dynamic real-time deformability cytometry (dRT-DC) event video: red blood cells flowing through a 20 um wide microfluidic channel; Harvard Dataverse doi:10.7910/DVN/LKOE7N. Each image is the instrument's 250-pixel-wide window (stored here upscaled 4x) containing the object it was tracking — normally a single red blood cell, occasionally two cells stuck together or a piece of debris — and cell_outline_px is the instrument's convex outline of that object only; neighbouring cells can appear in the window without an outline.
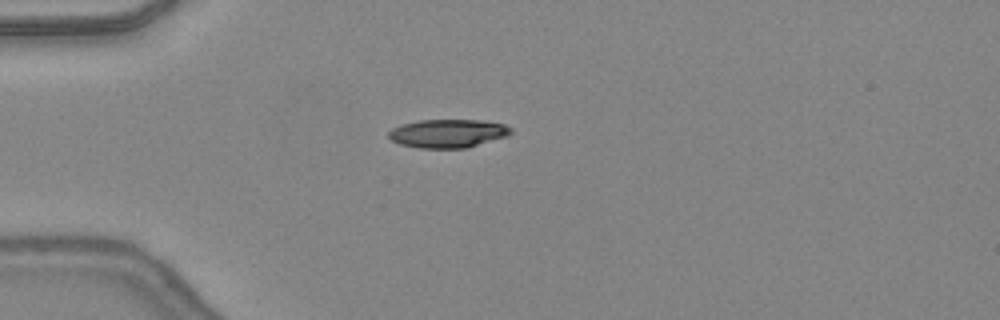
{"species": "common noctule bat (a hibernating species)", "species_latin": "Nyctalus noctula", "temperature_condition": "warm", "stored_images_in_passage": 35, "camera_frame_rate_fps": 3000, "um_per_image_px": 0.085, "animal": {"sex": "female", "body_mass_g": 24.6, "forearm_length_mm": 56.2}, "frame": {"image": 1, "passage_image": 1, "time_ms": 0.0, "image_size_px": [1000, 320], "cell_outline_px": [[512, 132], [508, 136], [464, 148], [420, 148], [400, 144], [392, 140], [388, 136], [388, 132], [392, 128], [404, 124], [420, 120], [480, 120], [504, 124], [512, 128]], "centroid_in_image_um": [38.08, 11.34], "position_along_channel_um": 46.9, "area_um2": 20.11}}
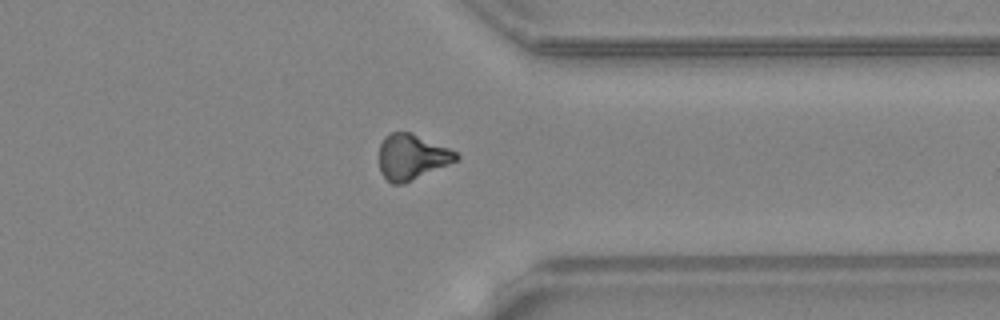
{"frame": {"image": 2, "passage_image": 25, "time_ms": 8.0, "image_size_px": [1000, 320], "cell_outline_px": [[460, 160], [404, 184], [392, 184], [380, 172], [380, 144], [384, 136], [392, 132], [412, 132], [448, 148], [456, 152], [460, 156]], "centroid_in_image_um": [35.03, 13.34], "position_along_channel_um": 376.4, "area_um2": 20.58}}
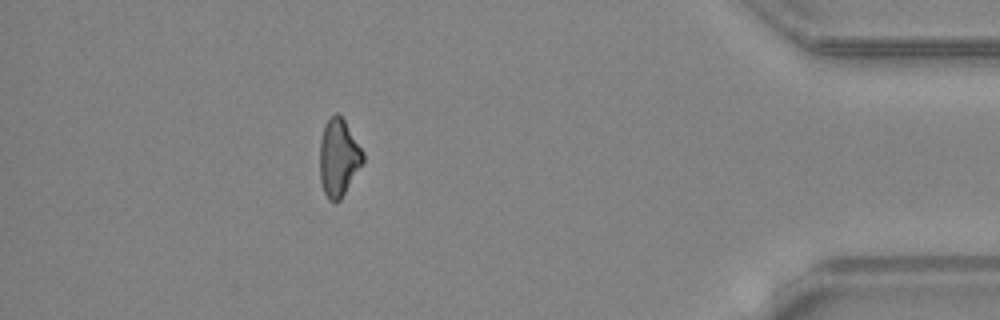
{"frame": {"image": 3, "passage_image": 30, "time_ms": 9.667, "image_size_px": [1000, 320], "cell_outline_px": [[364, 160], [340, 200], [336, 204], [332, 204], [328, 200], [324, 192], [320, 180], [320, 140], [324, 124], [336, 112], [344, 120], [364, 152]], "centroid_in_image_um": [28.76, 13.43], "position_along_channel_um": 406.4, "area_um2": 19.42}, "authors_computed_cell_mechanics": {"area_um2": 20.5768, "velocity_mm_per_s": 4.4255, "shape_relaxation_time_tau1_ms": 4.8412, "shape_relaxation_time_tau2_ms": null, "deformation_change_tau1": 0.1583, "deformation_change_tau2": null}}